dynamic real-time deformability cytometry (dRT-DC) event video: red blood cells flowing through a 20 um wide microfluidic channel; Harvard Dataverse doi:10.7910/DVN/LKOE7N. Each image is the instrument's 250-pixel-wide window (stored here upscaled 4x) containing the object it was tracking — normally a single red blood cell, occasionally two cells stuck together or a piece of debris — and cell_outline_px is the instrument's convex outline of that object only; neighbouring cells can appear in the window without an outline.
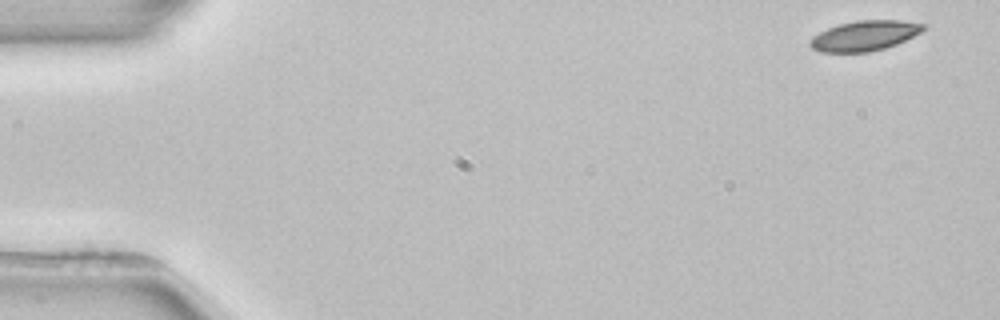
{"species": "common noctule bat (a hibernating species)", "species_latin": "Nyctalus noctula", "temperature_condition": "room temperature", "stored_images_in_passage": 5, "camera_frame_rate_fps": 3000, "um_per_image_px": 0.085, "animal": {"sex": "female", "body_mass_g": 22.7, "forearm_length_mm": 54.2}, "frame": {"image": 1, "passage_image": 1, "time_ms": 0.0, "image_size_px": [1000, 320], "cell_outline_px": [[928, 24], [920, 32], [896, 44], [884, 48], [868, 52], [820, 52], [812, 48], [808, 44], [820, 32], [828, 28], [840, 24], [856, 20], [900, 20]], "centroid_in_image_um": [73.5, 3.03], "position_along_channel_um": 11.5, "area_um2": 19.59}}